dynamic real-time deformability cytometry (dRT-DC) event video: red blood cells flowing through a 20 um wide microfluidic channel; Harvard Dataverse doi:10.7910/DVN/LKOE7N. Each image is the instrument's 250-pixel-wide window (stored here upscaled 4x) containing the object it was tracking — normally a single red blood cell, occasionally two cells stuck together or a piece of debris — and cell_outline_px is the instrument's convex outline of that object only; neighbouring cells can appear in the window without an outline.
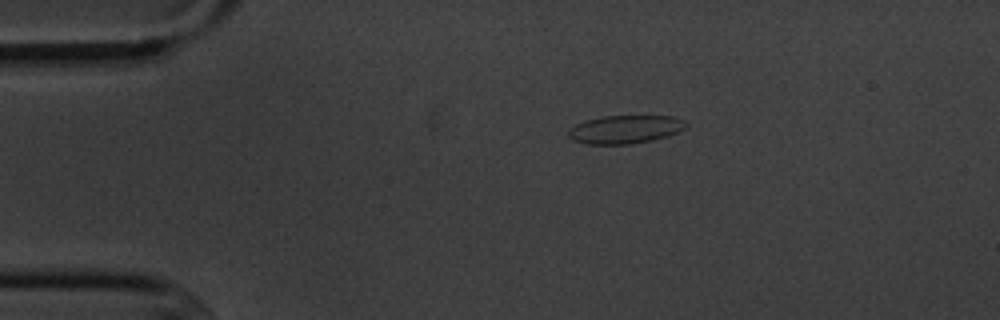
{"species": "common noctule bat (a hibernating species)", "species_latin": "Nyctalus noctula", "temperature_condition": "cold", "stored_images_in_passage": 5, "camera_frame_rate_fps": 3000, "um_per_image_px": 0.085, "animal": {"sex": "male", "body_mass_g": 20.1, "forearm_length_mm": 53.5}, "frame": {"image": 1, "passage_image": 1, "time_ms": 0.0, "image_size_px": [1000, 320], "cell_outline_px": [[688, 124], [684, 128], [668, 136], [652, 140], [632, 144], [588, 144], [572, 140], [568, 136], [568, 128], [576, 124], [588, 120], [604, 116], [676, 116], [684, 120]], "centroid_in_image_um": [53.14, 11.0], "position_along_channel_um": 31.9, "area_um2": 19.36}}
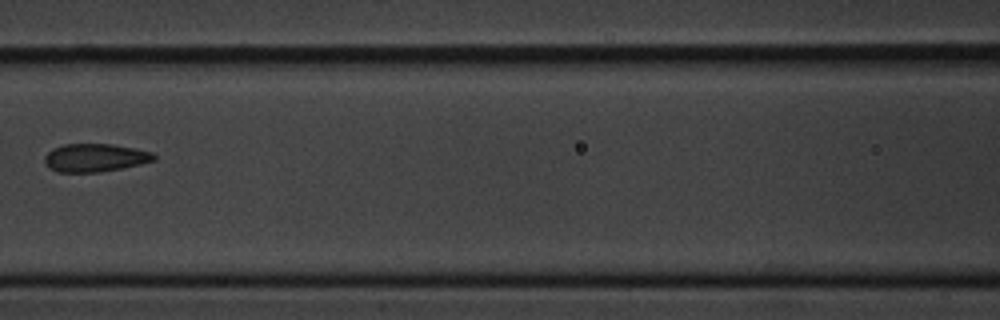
{"frame": {"image": 2, "passage_image": 5, "time_ms": 4.667, "image_size_px": [1000, 320], "cell_outline_px": [[156, 160], [140, 164], [120, 168], [96, 172], [56, 172], [48, 168], [44, 164], [44, 156], [52, 148], [64, 144], [112, 144], [152, 152], [156, 156]], "centroid_in_image_um": [8.02, 13.41], "position_along_channel_um": 158.6, "area_um2": 17.92}}